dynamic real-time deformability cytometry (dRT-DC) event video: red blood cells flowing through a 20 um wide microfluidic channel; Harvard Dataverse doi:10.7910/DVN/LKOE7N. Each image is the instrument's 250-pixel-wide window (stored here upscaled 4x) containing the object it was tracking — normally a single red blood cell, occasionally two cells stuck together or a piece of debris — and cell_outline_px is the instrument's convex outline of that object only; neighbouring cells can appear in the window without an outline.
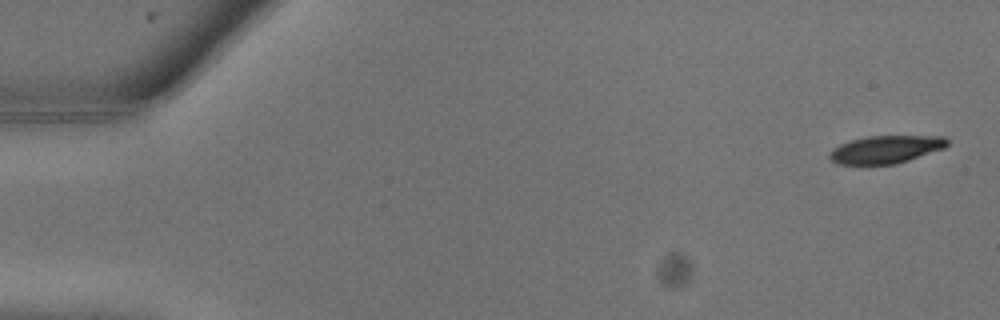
{"species": "common noctule bat (a hibernating species)", "species_latin": "Nyctalus noctula", "temperature_condition": "warm", "stored_images_in_passage": 15, "camera_frame_rate_fps": 3000, "um_per_image_px": 0.085, "animal": {"sex": "male", "body_mass_g": 13.3}, "frame": {"image": 1, "passage_image": 1, "time_ms": 0.0, "image_size_px": [1000, 320], "cell_outline_px": [[948, 144], [944, 148], [896, 164], [836, 164], [828, 156], [832, 148], [840, 144], [852, 140], [868, 136], [944, 136], [948, 140]], "centroid_in_image_um": [75.28, 12.7], "position_along_channel_um": 9.7, "area_um2": 18.9}}
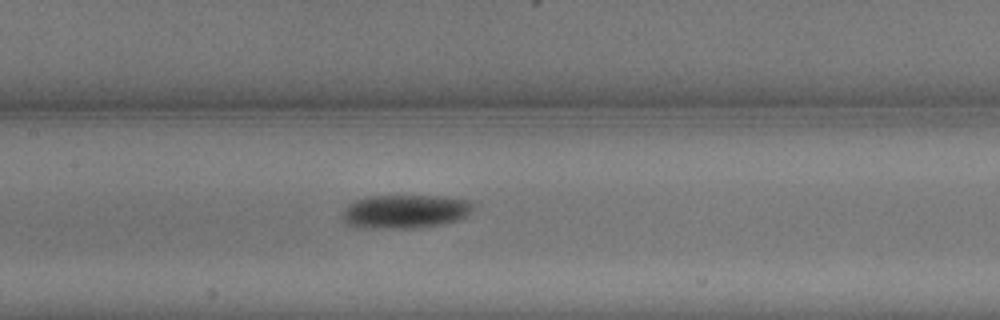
{"frame": {"image": 2, "passage_image": 12, "time_ms": 3.667, "image_size_px": [1000, 320], "cell_outline_px": [[476, 204], [472, 212], [468, 216], [460, 220], [444, 224], [420, 228], [364, 228], [348, 224], [344, 220], [340, 212], [352, 200], [364, 196], [444, 196], [468, 200]], "centroid_in_image_um": [34.46, 17.97], "position_along_channel_um": 172.9, "area_um2": 26.36}}
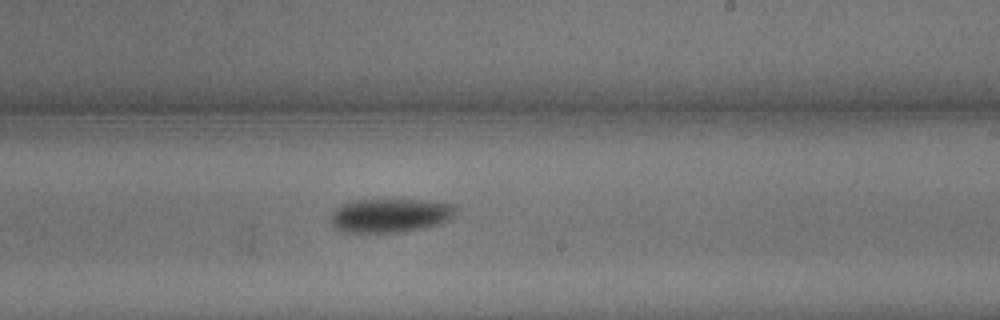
{"frame": {"image": 3, "passage_image": 15, "time_ms": 4.667, "image_size_px": [1000, 320], "cell_outline_px": [[456, 208], [452, 216], [444, 224], [424, 228], [400, 232], [344, 232], [336, 228], [332, 224], [332, 212], [336, 208], [344, 204], [356, 200], [428, 200], [452, 204]], "centroid_in_image_um": [33.2, 18.32], "position_along_channel_um": 255.8, "area_um2": 24.57}}